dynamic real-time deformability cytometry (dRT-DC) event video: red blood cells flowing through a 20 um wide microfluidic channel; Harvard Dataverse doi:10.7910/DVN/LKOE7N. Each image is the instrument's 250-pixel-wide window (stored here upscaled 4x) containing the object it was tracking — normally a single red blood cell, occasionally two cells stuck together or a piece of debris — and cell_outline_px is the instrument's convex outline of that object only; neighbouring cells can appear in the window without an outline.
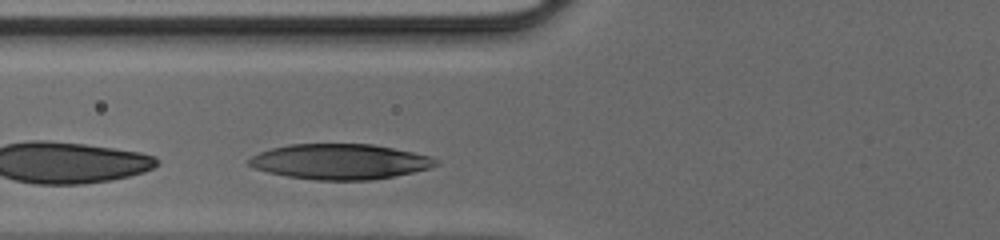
{"species": "human", "species_latin": "Homo sapiens", "temperature_condition": "cold", "stored_images_in_passage": 26, "camera_frame_rate_fps": 3000, "um_per_image_px": 0.085, "donor": {"sex": "male"}, "frame": {"image": 1, "passage_image": 5, "time_ms": 1.333, "image_size_px": [1000, 240], "cell_outline_px": [[440, 164], [432, 168], [372, 180], [316, 180], [288, 176], [268, 172], [252, 168], [248, 164], [248, 160], [252, 156], [260, 152], [272, 148], [288, 144], [372, 144], [412, 152], [428, 156], [436, 160]], "centroid_in_image_um": [28.87, 13.74], "position_along_channel_um": 96.9, "area_um2": 38.32}}
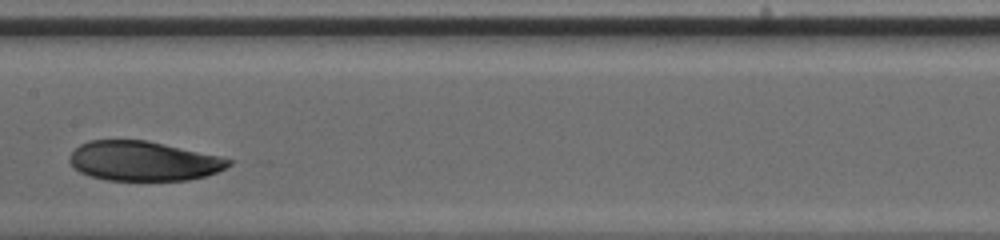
{"frame": {"image": 2, "passage_image": 12, "time_ms": 3.667, "image_size_px": [1000, 240], "cell_outline_px": [[232, 164], [216, 172], [204, 176], [188, 180], [108, 180], [88, 176], [80, 172], [68, 160], [72, 152], [80, 144], [88, 140], [144, 140], [220, 156], [232, 160]], "centroid_in_image_um": [12.17, 13.69], "position_along_channel_um": 195.2, "area_um2": 36.41}}
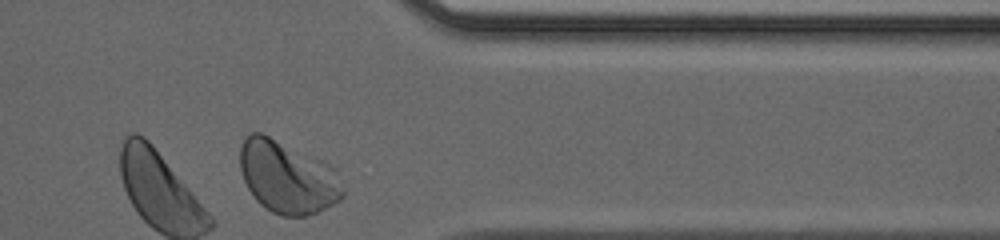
{"frame": {"image": 3, "passage_image": 26, "time_ms": 8.333, "image_size_px": [1000, 240], "cell_outline_px": [[344, 196], [340, 200], [316, 212], [304, 216], [280, 216], [272, 212], [260, 204], [256, 200], [248, 188], [244, 180], [240, 168], [240, 148], [244, 140], [252, 132], [260, 132], [320, 160], [328, 164], [336, 172], [344, 188]], "centroid_in_image_um": [24.42, 15.08], "position_along_channel_um": 387.0, "area_um2": 42.83}}